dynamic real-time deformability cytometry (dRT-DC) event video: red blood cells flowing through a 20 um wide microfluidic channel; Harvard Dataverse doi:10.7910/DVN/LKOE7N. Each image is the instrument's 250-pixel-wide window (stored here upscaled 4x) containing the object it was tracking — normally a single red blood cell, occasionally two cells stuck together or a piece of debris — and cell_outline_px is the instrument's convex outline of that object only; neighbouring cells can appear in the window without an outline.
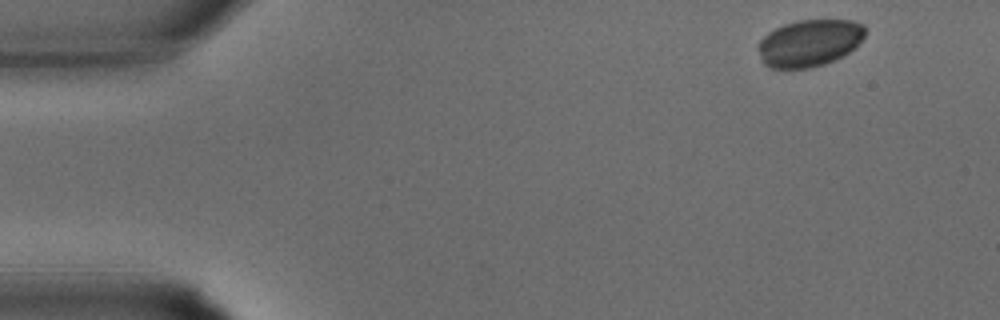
{"species": "common noctule bat (a hibernating species)", "species_latin": "Nyctalus noctula", "temperature_condition": "warm", "stored_images_in_passage": 5, "camera_frame_rate_fps": 3000, "um_per_image_px": 0.085, "animal": {"sex": "male", "body_mass_g": 15.6}, "frame": {"image": 1, "passage_image": 1, "time_ms": 0.0, "image_size_px": [1000, 320], "cell_outline_px": [[864, 36], [848, 52], [824, 64], [812, 68], [768, 68], [764, 64], [756, 48], [760, 40], [768, 32], [784, 24], [800, 20], [852, 20], [864, 24]], "centroid_in_image_um": [68.75, 3.65], "position_along_channel_um": 16.3, "area_um2": 29.07}}